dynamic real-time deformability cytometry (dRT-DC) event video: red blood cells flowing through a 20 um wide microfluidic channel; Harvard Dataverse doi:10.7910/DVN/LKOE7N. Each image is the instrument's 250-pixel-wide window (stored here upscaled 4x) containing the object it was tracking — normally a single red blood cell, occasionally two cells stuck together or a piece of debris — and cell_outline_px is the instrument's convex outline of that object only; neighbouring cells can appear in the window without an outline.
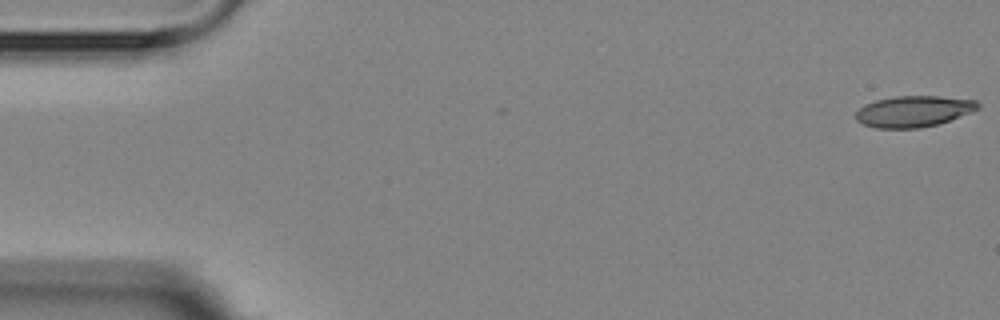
{"species": "Egyptian fruit bat (a non-hibernating species)", "species_latin": "Rousettus aegyptiacus", "temperature_condition": "room temperature", "stored_images_in_passage": 6, "camera_frame_rate_fps": 3000, "um_per_image_px": 0.085, "animal": {"sex": "female"}, "frame": {"image": 1, "passage_image": 1, "time_ms": 0.0, "image_size_px": [1000, 320], "cell_outline_px": [[980, 108], [972, 112], [940, 124], [920, 128], [876, 128], [864, 124], [856, 120], [856, 112], [864, 104], [876, 100], [896, 96], [940, 96], [976, 100], [980, 104]], "centroid_in_image_um": [77.69, 9.46], "position_along_channel_um": 7.3, "area_um2": 22.31}}
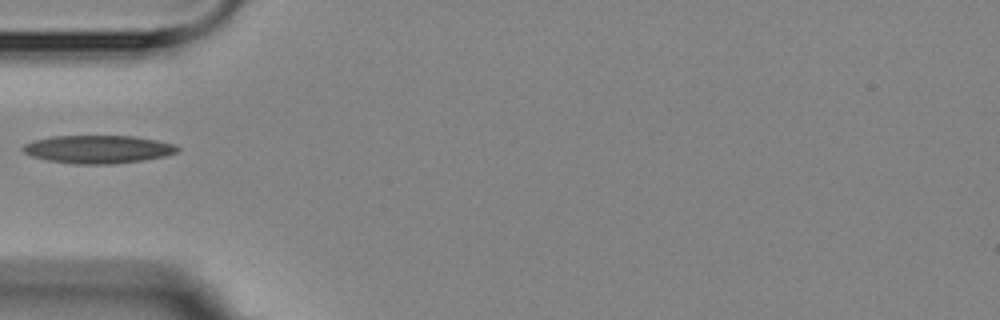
{"frame": {"image": 2, "passage_image": 5, "time_ms": 5.667, "image_size_px": [1000, 320], "cell_outline_px": [[180, 148], [176, 152], [164, 156], [144, 160], [112, 164], [76, 164], [48, 160], [32, 156], [24, 152], [20, 148], [24, 144], [36, 140], [52, 136], [136, 136], [176, 144]], "centroid_in_image_um": [8.35, 12.68], "position_along_channel_um": 76.7, "area_um2": 25.2}}
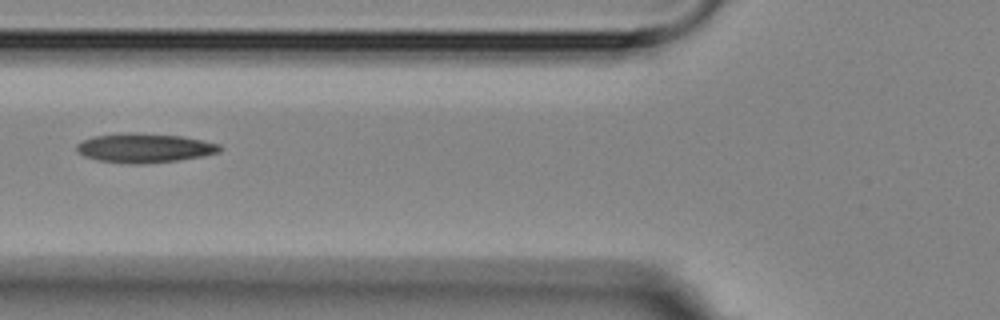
{"frame": {"image": 3, "passage_image": 6, "time_ms": 6.667, "image_size_px": [1000, 320], "cell_outline_px": [[220, 152], [204, 156], [176, 160], [140, 164], [128, 164], [96, 160], [84, 156], [76, 152], [76, 144], [92, 136], [128, 132], [132, 132], [184, 136], [204, 140], [220, 144]], "centroid_in_image_um": [12.26, 12.57], "position_along_channel_um": 113.5, "area_um2": 24.62}}